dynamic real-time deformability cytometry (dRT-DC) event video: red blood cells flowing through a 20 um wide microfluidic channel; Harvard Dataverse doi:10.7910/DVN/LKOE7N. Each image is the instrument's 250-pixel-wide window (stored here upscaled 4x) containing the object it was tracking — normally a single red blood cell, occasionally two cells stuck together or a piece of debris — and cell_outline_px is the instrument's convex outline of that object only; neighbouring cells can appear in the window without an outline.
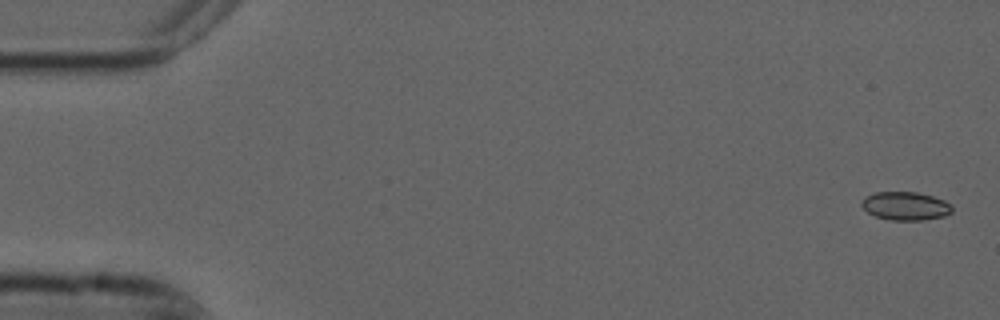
{"species": "common noctule bat (a hibernating species)", "species_latin": "Nyctalus noctula", "temperature_condition": "cold", "stored_images_in_passage": 4, "camera_frame_rate_fps": 3000, "um_per_image_px": 0.085, "animal": {"sex": "male", "forearm_length_mm": 52.5}, "frame": {"image": 1, "passage_image": 1, "time_ms": 0.0, "image_size_px": [1000, 320], "cell_outline_px": [[952, 212], [944, 216], [924, 220], [892, 220], [876, 216], [868, 212], [860, 204], [864, 196], [876, 192], [916, 192], [932, 196], [944, 200], [952, 208]], "centroid_in_image_um": [76.95, 17.5], "position_along_channel_um": 8.1, "area_um2": 14.85}}
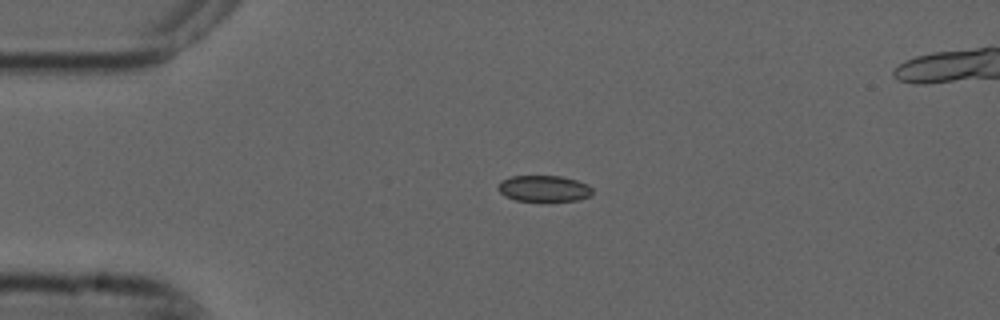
{"frame": {"image": 2, "passage_image": 3, "time_ms": 0.667, "image_size_px": [1000, 320], "cell_outline_px": [[592, 196], [576, 200], [516, 200], [504, 196], [496, 188], [500, 180], [512, 176], [560, 176], [576, 180], [588, 184], [592, 188]], "centroid_in_image_um": [46.21, 16.01], "position_along_channel_um": 38.8, "area_um2": 14.33}}